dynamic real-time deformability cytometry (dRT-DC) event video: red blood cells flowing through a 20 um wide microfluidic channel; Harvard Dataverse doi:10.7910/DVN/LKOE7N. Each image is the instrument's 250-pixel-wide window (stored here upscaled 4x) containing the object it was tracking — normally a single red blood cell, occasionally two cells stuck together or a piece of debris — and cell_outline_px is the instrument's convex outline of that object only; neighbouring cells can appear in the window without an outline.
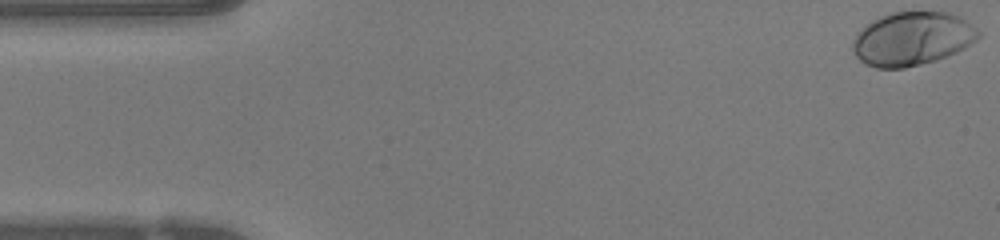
{"species": "human", "species_latin": "Homo sapiens", "temperature_condition": "warm", "stored_images_in_passage": 48, "camera_frame_rate_fps": 3000, "um_per_image_px": 0.085, "donor": {"sex": "female"}, "frame": {"image": 1, "passage_image": 1, "time_ms": 0.0, "image_size_px": [1000, 240], "cell_outline_px": [[980, 36], [976, 40], [964, 48], [956, 52], [936, 60], [904, 68], [876, 68], [860, 60], [856, 56], [852, 48], [852, 40], [856, 32], [860, 28], [872, 20], [880, 16], [892, 12], [948, 12], [960, 16], [976, 28], [980, 32]], "centroid_in_image_um": [77.51, 3.28], "position_along_channel_um": 7.5, "area_um2": 39.3}}
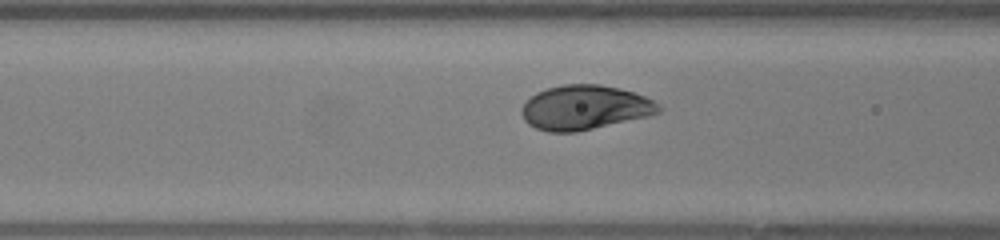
{"frame": {"image": 2, "passage_image": 18, "time_ms": 5.667, "image_size_px": [1000, 240], "cell_outline_px": [[664, 108], [660, 112], [648, 116], [576, 132], [548, 132], [536, 128], [528, 124], [524, 120], [520, 112], [520, 108], [536, 92], [548, 88], [564, 84], [600, 84], [620, 88], [644, 96], [660, 104]], "centroid_in_image_um": [49.7, 9.14], "position_along_channel_um": 116.9, "area_um2": 35.55}}
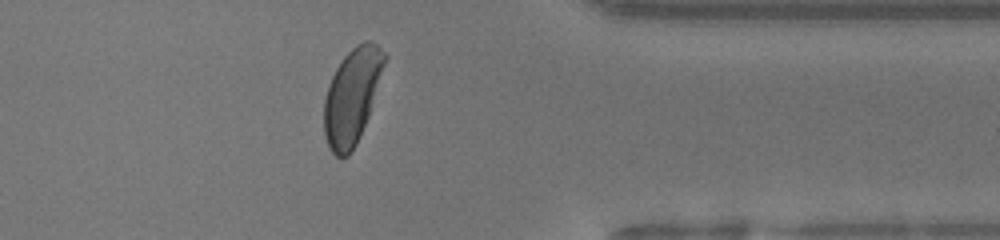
{"frame": {"image": 3, "passage_image": 38, "time_ms": 12.333, "image_size_px": [1000, 240], "cell_outline_px": [[388, 56], [368, 116], [356, 144], [348, 156], [336, 156], [328, 148], [324, 136], [324, 100], [328, 84], [336, 68], [344, 56], [356, 44], [364, 40], [368, 40], [376, 44]], "centroid_in_image_um": [29.91, 8.16], "position_along_channel_um": 381.5, "area_um2": 33.47}, "authors_computed_cell_mechanics": {"area_um2": 35.7204, "velocity_mm_per_s": 4.1934, "shape_relaxation_time_tau1_ms": 1.5162, "shape_relaxation_time_tau2_ms": null, "deformation_change_tau1": 0.1307, "deformation_change_tau2": null}}